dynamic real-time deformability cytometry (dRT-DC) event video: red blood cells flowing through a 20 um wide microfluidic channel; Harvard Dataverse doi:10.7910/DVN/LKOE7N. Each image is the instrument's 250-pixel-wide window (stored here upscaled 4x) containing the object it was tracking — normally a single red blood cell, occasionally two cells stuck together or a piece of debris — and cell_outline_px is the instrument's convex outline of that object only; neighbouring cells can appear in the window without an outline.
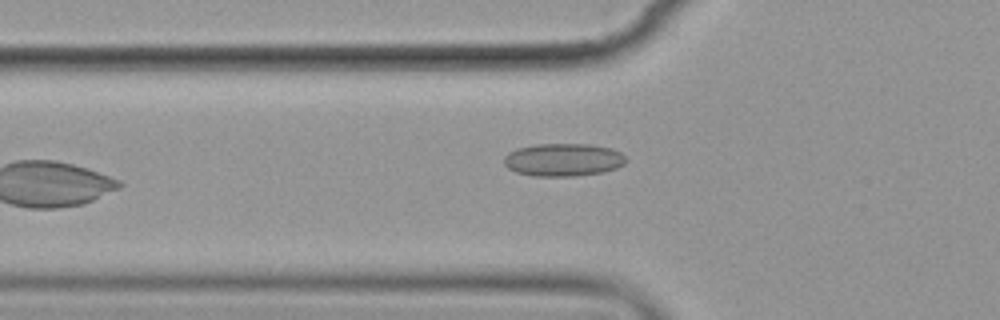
{"species": "common noctule bat (a hibernating species)", "species_latin": "Nyctalus noctula", "temperature_condition": "cold", "stored_images_in_passage": 6, "camera_frame_rate_fps": 3000, "um_per_image_px": 0.085, "animal": {"sex": "female", "body_mass_g": 19.9}, "frame": {"image": 1, "passage_image": 6, "time_ms": 6.0, "image_size_px": [1000, 320], "cell_outline_px": [[628, 160], [624, 164], [616, 168], [604, 172], [572, 176], [532, 176], [516, 172], [508, 168], [504, 164], [504, 156], [508, 152], [516, 148], [536, 144], [592, 144], [612, 148], [620, 152]], "centroid_in_image_um": [47.87, 13.57], "position_along_channel_um": 77.9, "area_um2": 23.58}}